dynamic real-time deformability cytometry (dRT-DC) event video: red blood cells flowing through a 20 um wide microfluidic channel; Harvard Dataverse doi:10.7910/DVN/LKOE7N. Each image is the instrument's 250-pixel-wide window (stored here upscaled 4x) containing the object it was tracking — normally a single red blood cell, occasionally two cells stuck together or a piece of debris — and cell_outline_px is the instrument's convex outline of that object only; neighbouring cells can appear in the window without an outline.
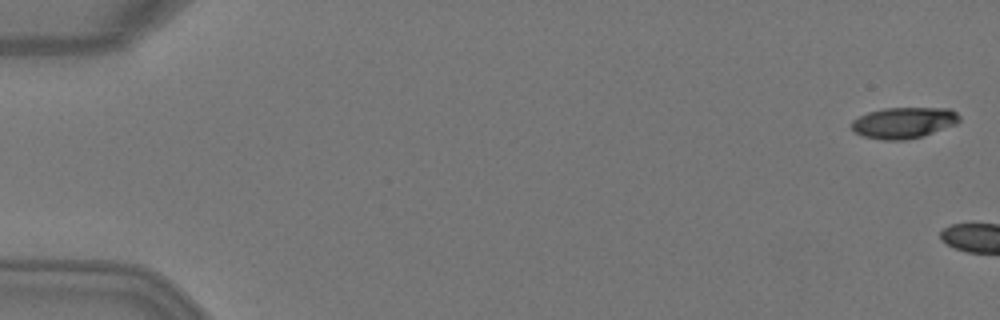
{"species": "Egyptian fruit bat (a non-hibernating species)", "species_latin": "Rousettus aegyptiacus", "temperature_condition": "warm", "stored_images_in_passage": 2, "camera_frame_rate_fps": 3000, "um_per_image_px": 0.085, "animal": {"sex": "female"}, "frame": {"image": 1, "passage_image": 1, "time_ms": 0.0, "image_size_px": [1000, 320], "cell_outline_px": [[960, 120], [956, 124], [920, 136], [904, 140], [880, 140], [864, 136], [856, 132], [852, 128], [852, 120], [868, 112], [884, 108], [952, 108], [960, 116]], "centroid_in_image_um": [76.82, 10.42], "position_along_channel_um": 8.2, "area_um2": 19.36}}